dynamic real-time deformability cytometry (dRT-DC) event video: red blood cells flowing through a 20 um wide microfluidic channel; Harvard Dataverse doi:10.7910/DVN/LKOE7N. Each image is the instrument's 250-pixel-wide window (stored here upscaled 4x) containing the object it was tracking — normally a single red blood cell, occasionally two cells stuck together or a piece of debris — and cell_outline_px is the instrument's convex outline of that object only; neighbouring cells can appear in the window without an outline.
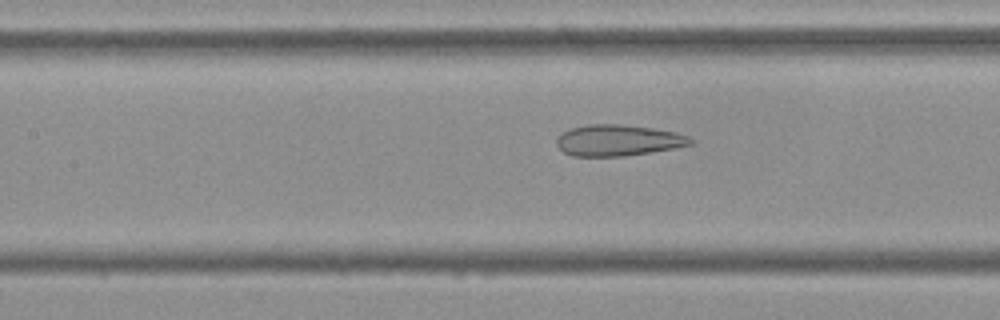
{"species": "Egyptian fruit bat (a non-hibernating species)", "species_latin": "Rousettus aegyptiacus", "temperature_condition": "cold", "stored_images_in_passage": 38, "camera_frame_rate_fps": 3000, "um_per_image_px": 0.085, "frame": {"image": 1, "passage_image": 18, "time_ms": 5.667, "image_size_px": [1000, 320], "cell_outline_px": [[696, 144], [624, 156], [572, 156], [564, 152], [556, 144], [556, 140], [560, 132], [568, 128], [588, 124], [620, 124], [652, 128], [676, 132], [688, 136], [696, 140]], "centroid_in_image_um": [52.53, 11.92], "position_along_channel_um": 154.9, "area_um2": 24.51}}
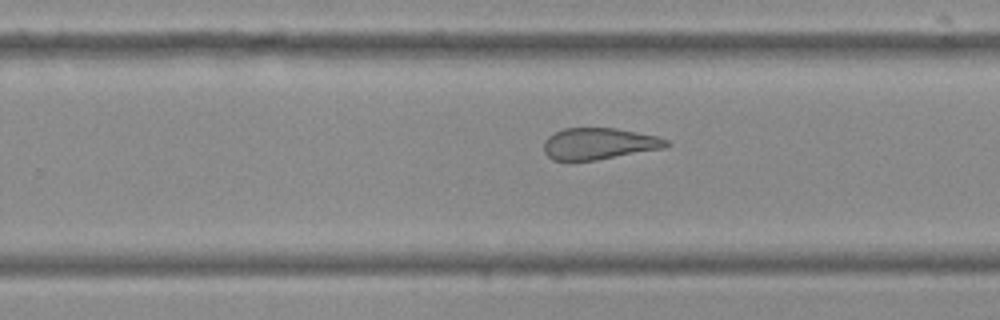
{"frame": {"image": 2, "passage_image": 28, "time_ms": 9.0, "image_size_px": [1000, 320], "cell_outline_px": [[672, 144], [664, 148], [596, 160], [552, 160], [544, 152], [544, 140], [548, 136], [564, 128], [616, 128], [656, 136], [668, 140]], "centroid_in_image_um": [50.91, 12.21], "position_along_channel_um": 278.9, "area_um2": 22.43}}
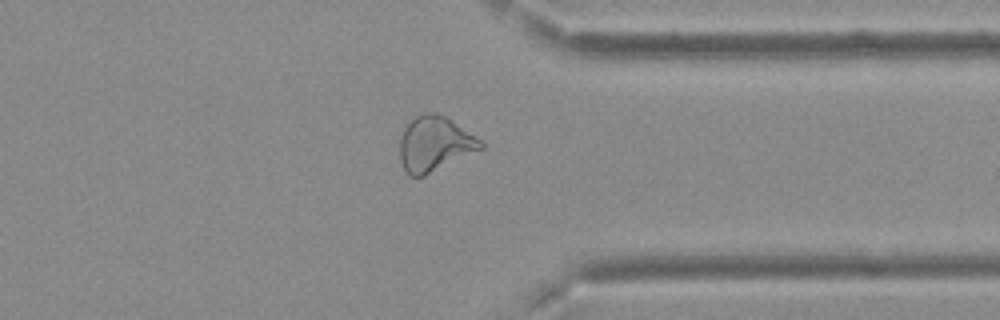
{"frame": {"image": 3, "passage_image": 36, "time_ms": 11.667, "image_size_px": [1000, 320], "cell_outline_px": [[484, 148], [424, 176], [408, 176], [400, 160], [400, 136], [404, 128], [416, 116], [424, 112], [436, 112], [444, 116], [480, 140], [484, 144]], "centroid_in_image_um": [36.92, 12.24], "position_along_channel_um": 374.5, "area_um2": 25.61}}